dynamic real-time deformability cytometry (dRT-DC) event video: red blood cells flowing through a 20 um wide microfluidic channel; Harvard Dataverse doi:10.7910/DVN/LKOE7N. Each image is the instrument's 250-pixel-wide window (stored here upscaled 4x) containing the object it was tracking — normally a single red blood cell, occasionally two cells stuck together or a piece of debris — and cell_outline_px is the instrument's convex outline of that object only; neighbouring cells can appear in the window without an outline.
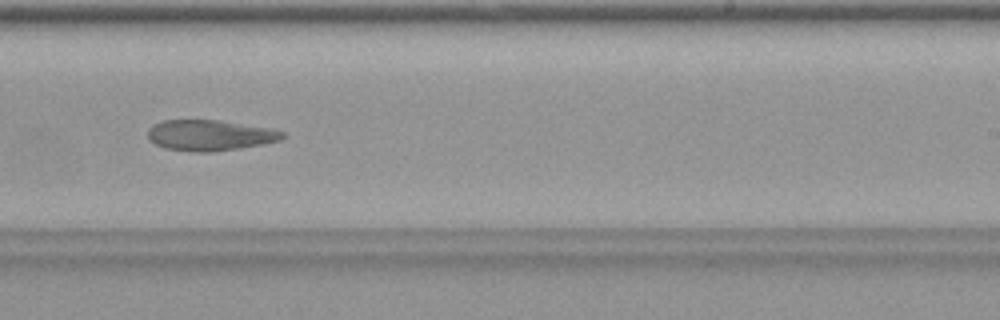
{"species": "common noctule bat (a hibernating species)", "species_latin": "Nyctalus noctula", "temperature_condition": "warm", "stored_images_in_passage": 27, "camera_frame_rate_fps": 3000, "um_per_image_px": 0.085, "animal": {"sex": "female", "body_mass_g": 19.9}, "frame": {"image": 1, "passage_image": 15, "time_ms": 4.667, "image_size_px": [1000, 320], "cell_outline_px": [[284, 136], [280, 140], [240, 148], [212, 152], [192, 152], [164, 148], [148, 140], [148, 128], [152, 124], [164, 120], [216, 120], [276, 128], [284, 132]], "centroid_in_image_um": [17.83, 11.49], "position_along_channel_um": 271.2, "area_um2": 24.33}}
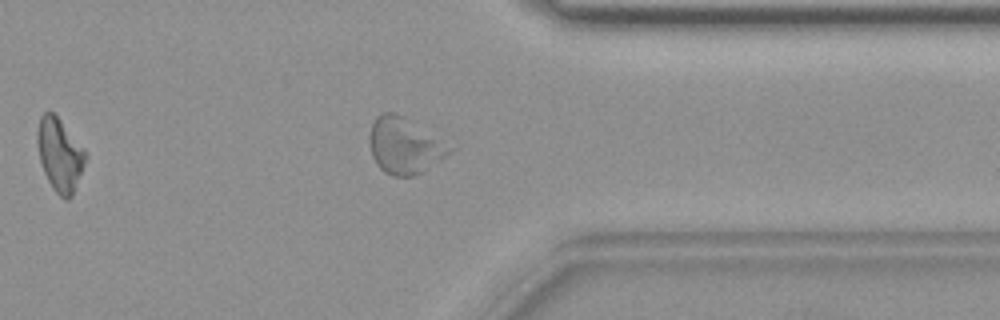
{"frame": {"image": 2, "passage_image": 22, "time_ms": 7.0, "image_size_px": [1000, 320], "cell_outline_px": [[456, 148], [424, 172], [412, 176], [392, 176], [384, 172], [376, 164], [372, 156], [368, 140], [368, 136], [372, 124], [376, 116], [384, 112], [392, 112], [408, 120]], "centroid_in_image_um": [34.36, 12.42], "position_along_channel_um": 377.0, "area_um2": 26.01}}